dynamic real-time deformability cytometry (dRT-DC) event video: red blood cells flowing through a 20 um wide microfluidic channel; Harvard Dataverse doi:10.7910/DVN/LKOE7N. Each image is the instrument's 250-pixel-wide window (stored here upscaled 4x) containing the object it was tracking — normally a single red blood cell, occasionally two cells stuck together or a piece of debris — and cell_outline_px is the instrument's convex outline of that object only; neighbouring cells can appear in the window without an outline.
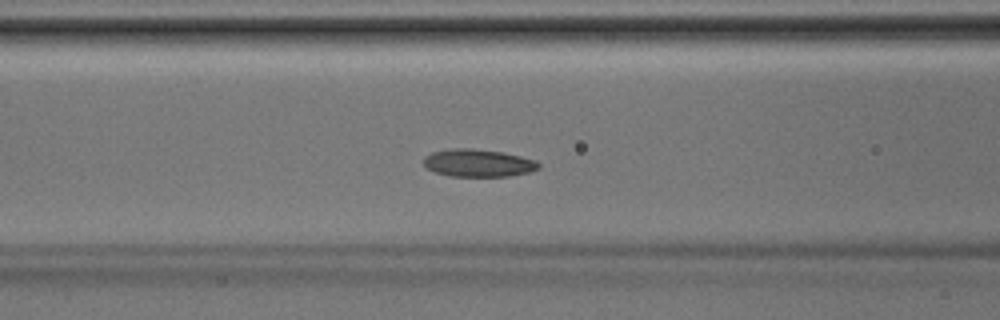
{"species": "Egyptian fruit bat (a non-hibernating species)", "species_latin": "Rousettus aegyptiacus", "temperature_condition": "room temperature", "stored_images_in_passage": 42, "camera_frame_rate_fps": 3000, "um_per_image_px": 0.085, "animal": {"sex": "male"}, "frame": {"image": 1, "passage_image": 17, "time_ms": 5.333, "image_size_px": [1000, 320], "cell_outline_px": [[540, 168], [528, 172], [508, 176], [448, 176], [436, 172], [428, 168], [424, 164], [424, 156], [432, 152], [452, 148], [472, 148], [504, 152], [536, 160], [540, 164]], "centroid_in_image_um": [40.65, 13.84], "position_along_channel_um": 125.9, "area_um2": 18.5}}
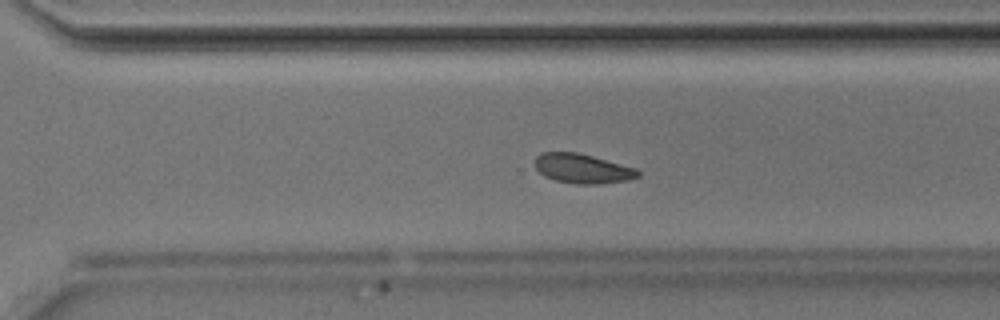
{"frame": {"image": 2, "passage_image": 29, "time_ms": 9.333, "image_size_px": [1000, 320], "cell_outline_px": [[640, 176], [628, 180], [600, 184], [576, 184], [556, 180], [544, 176], [536, 168], [536, 156], [540, 152], [576, 152], [592, 156], [636, 168], [640, 172]], "centroid_in_image_um": [49.52, 14.33], "position_along_channel_um": 321.1, "area_um2": 17.63}}
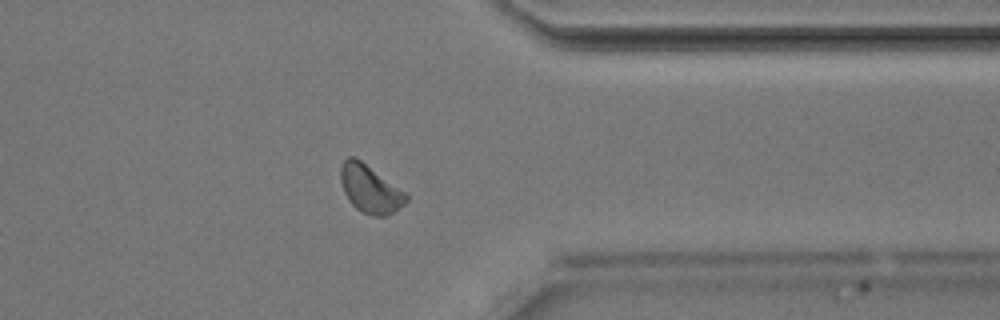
{"frame": {"image": 3, "passage_image": 33, "time_ms": 10.667, "image_size_px": [1000, 320], "cell_outline_px": [[408, 200], [404, 204], [388, 216], [376, 216], [364, 212], [356, 208], [352, 204], [344, 192], [340, 180], [340, 168], [344, 160], [348, 156], [356, 156], [408, 192]], "centroid_in_image_um": [31.49, 16.02], "position_along_channel_um": 379.9, "area_um2": 18.61}}